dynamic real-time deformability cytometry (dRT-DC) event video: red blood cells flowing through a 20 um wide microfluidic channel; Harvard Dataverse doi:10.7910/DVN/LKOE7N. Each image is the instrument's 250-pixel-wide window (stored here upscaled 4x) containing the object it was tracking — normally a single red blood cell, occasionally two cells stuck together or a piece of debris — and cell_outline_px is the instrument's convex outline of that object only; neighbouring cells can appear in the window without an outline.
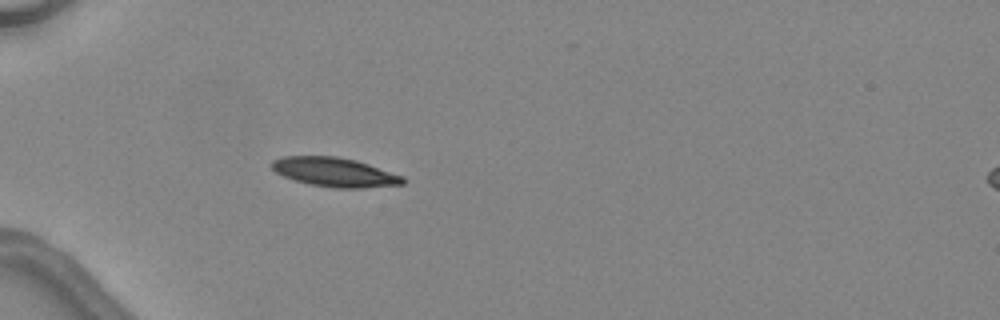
{"species": "common noctule bat (a hibernating species)", "species_latin": "Nyctalus noctula", "temperature_condition": "warm", "stored_images_in_passage": 1, "camera_frame_rate_fps": 3000, "um_per_image_px": 0.085, "animal": {"sex": "female", "body_mass_g": 24.6, "forearm_length_mm": 56.2}, "frame": {"image": 1, "passage_image": 1, "time_ms": 0.0, "image_size_px": [1000, 320], "cell_outline_px": [[408, 180], [404, 184], [364, 188], [336, 188], [312, 184], [296, 180], [284, 176], [276, 172], [268, 164], [272, 160], [284, 156], [336, 156], [356, 160], [404, 176]], "centroid_in_image_um": [28.47, 14.63], "position_along_channel_um": 56.5, "area_um2": 22.31}}